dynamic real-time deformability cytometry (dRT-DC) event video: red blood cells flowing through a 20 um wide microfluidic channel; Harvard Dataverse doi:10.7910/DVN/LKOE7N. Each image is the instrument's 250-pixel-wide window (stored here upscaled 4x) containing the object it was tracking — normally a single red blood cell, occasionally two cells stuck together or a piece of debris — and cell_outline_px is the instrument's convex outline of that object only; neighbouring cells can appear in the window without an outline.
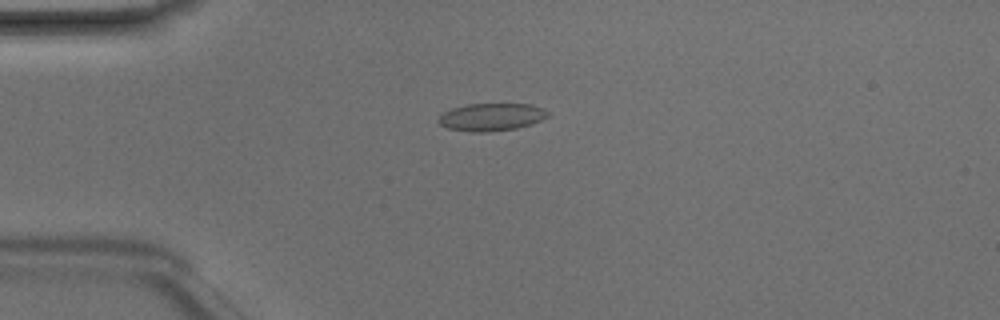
{"species": "Egyptian fruit bat (a non-hibernating species)", "species_latin": "Rousettus aegyptiacus", "temperature_condition": "room temperature", "stored_images_in_passage": 48, "camera_frame_rate_fps": 3000, "um_per_image_px": 0.085, "animal": {"sex": "male"}, "frame": {"image": 1, "passage_image": 12, "time_ms": 3.667, "image_size_px": [1000, 320], "cell_outline_px": [[548, 116], [532, 124], [516, 128], [488, 132], [472, 132], [448, 128], [440, 124], [440, 116], [444, 112], [452, 108], [468, 104], [532, 104], [544, 108], [548, 112]], "centroid_in_image_um": [41.8, 9.94], "position_along_channel_um": 43.2, "area_um2": 17.46}}
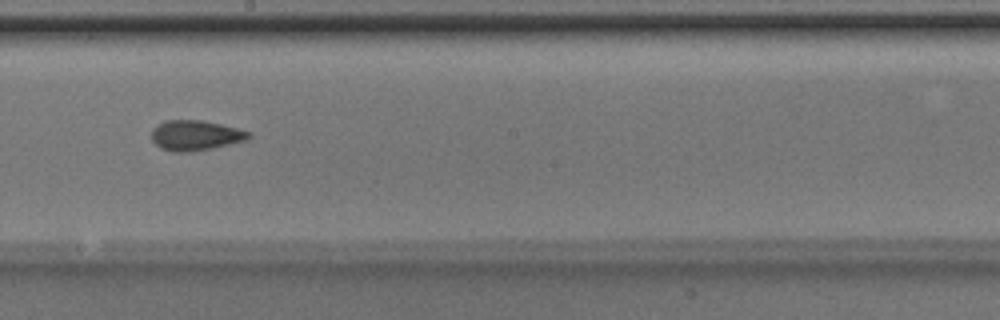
{"frame": {"image": 2, "passage_image": 27, "time_ms": 8.667, "image_size_px": [1000, 320], "cell_outline_px": [[252, 136], [244, 140], [212, 148], [192, 152], [172, 152], [160, 148], [152, 140], [152, 128], [156, 124], [164, 120], [200, 120], [220, 124], [236, 128], [248, 132]], "centroid_in_image_um": [16.54, 11.51], "position_along_channel_um": 231.7, "area_um2": 16.99}}
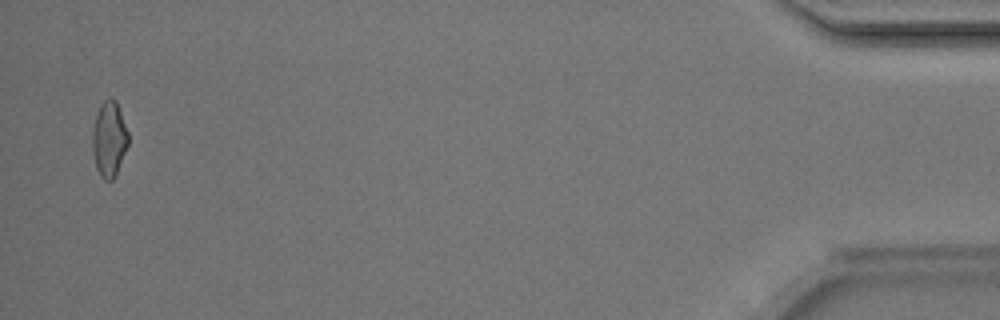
{"frame": {"image": 3, "passage_image": 47, "time_ms": 15.333, "image_size_px": [1000, 320], "cell_outline_px": [[128, 144], [116, 172], [112, 180], [104, 180], [100, 176], [96, 168], [92, 148], [92, 128], [96, 112], [100, 104], [108, 96], [112, 96], [116, 100], [128, 132]], "centroid_in_image_um": [9.25, 11.76], "position_along_channel_um": 426.0, "area_um2": 15.84}, "authors_computed_cell_mechanics": {"area_um2": 16.6175, "velocity_mm_per_s": 4.2258, "shape_relaxation_time_tau1_ms": 3.0955, "shape_relaxation_time_tau2_ms": 1.7522, "deformation_change_tau1": 0.1068, "deformation_change_tau2": 0.0789}}